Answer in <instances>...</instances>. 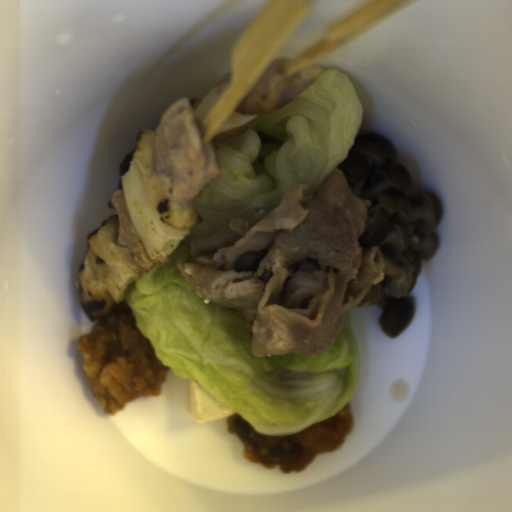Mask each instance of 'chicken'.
<instances>
[{"mask_svg":"<svg viewBox=\"0 0 512 512\" xmlns=\"http://www.w3.org/2000/svg\"><path fill=\"white\" fill-rule=\"evenodd\" d=\"M77 350L84 353L81 369L104 415L116 414L139 397L160 396L171 369L158 358L124 300L95 318L91 332L79 336Z\"/></svg>","mask_w":512,"mask_h":512,"instance_id":"ae283196","label":"chicken"}]
</instances>
